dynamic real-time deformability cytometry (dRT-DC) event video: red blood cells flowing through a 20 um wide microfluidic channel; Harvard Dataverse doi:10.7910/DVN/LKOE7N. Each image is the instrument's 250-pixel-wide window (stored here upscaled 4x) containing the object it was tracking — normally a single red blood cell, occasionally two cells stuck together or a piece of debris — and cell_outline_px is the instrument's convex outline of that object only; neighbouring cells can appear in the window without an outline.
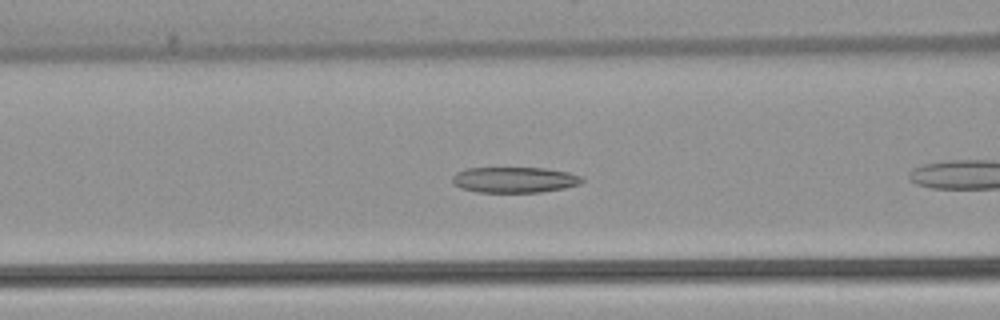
{"species": "common noctule bat (a hibernating species)", "species_latin": "Nyctalus noctula", "temperature_condition": "warm", "stored_images_in_passage": 13, "camera_frame_rate_fps": 3000, "um_per_image_px": 0.085, "animal": {"sex": "female", "body_mass_g": 22.7, "forearm_length_mm": 54.2}, "frame": {"image": 1, "passage_image": 6, "time_ms": 1.667, "image_size_px": [1000, 320], "cell_outline_px": [[584, 180], [580, 184], [564, 188], [540, 192], [476, 192], [460, 188], [452, 184], [452, 176], [456, 172], [464, 168], [548, 168], [568, 172], [580, 176]], "centroid_in_image_um": [43.69, 15.28], "position_along_channel_um": 122.9, "area_um2": 19.59}}